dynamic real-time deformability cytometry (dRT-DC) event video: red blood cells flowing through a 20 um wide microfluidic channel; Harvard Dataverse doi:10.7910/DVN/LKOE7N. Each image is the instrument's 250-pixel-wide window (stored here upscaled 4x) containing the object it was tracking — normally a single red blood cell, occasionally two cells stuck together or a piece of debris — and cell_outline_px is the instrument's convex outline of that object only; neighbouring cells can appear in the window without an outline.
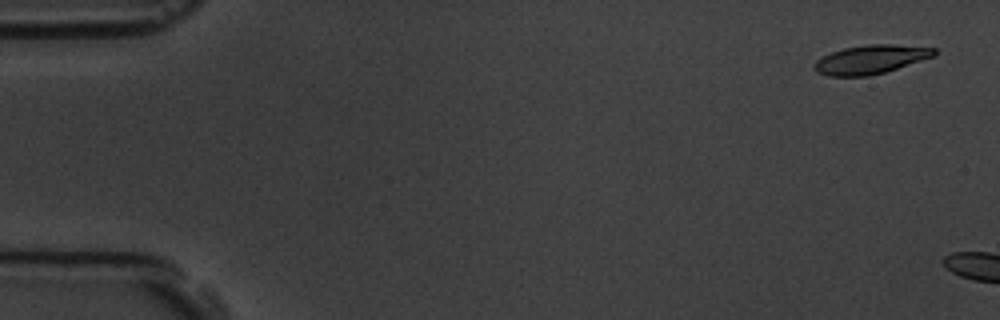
{"species": "common noctule bat (a hibernating species)", "species_latin": "Nyctalus noctula", "temperature_condition": "room temperature", "stored_images_in_passage": 2, "camera_frame_rate_fps": 3000, "um_per_image_px": 0.085, "animal": {"sex": "male", "body_mass_g": 19.5, "forearm_length_mm": 54.6}, "frame": {"image": 1, "passage_image": 1, "time_ms": 0.0, "image_size_px": [1000, 320], "cell_outline_px": [[936, 56], [884, 72], [868, 76], [828, 76], [816, 72], [812, 68], [812, 64], [816, 60], [832, 52], [844, 48], [868, 44], [892, 44], [936, 48]], "centroid_in_image_um": [73.99, 5.05], "position_along_channel_um": 11.0, "area_um2": 20.17}}